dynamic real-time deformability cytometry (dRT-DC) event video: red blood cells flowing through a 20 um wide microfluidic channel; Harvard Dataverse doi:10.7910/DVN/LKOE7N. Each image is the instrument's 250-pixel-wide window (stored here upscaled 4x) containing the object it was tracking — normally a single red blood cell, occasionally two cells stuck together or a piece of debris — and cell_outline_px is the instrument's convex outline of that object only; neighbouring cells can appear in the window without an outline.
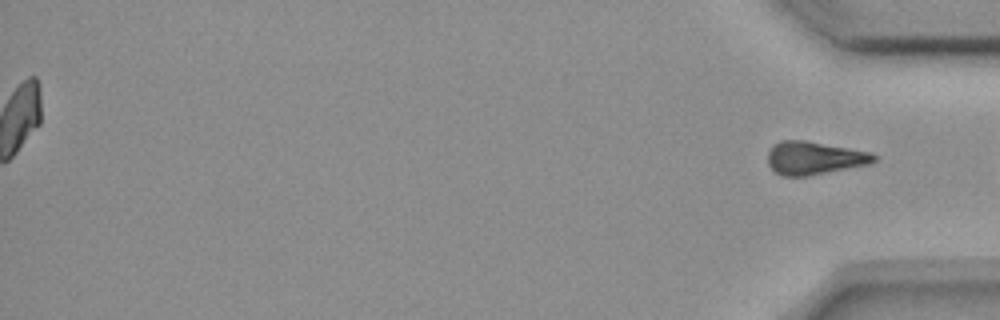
{"species": "common noctule bat (a hibernating species)", "species_latin": "Nyctalus noctula", "temperature_condition": "room temperature", "stored_images_in_passage": 55, "segment_of_instrument_passage": [2, 2], "camera_frame_rate_fps": 3000, "um_per_image_px": 0.085, "animal": {"sex": "female", "body_mass_g": 18.4}, "frame": {"image": 1, "passage_image": 55, "time_ms": 18.0, "image_size_px": [1000, 320], "cell_outline_px": [[876, 160], [872, 164], [808, 176], [784, 176], [776, 172], [768, 164], [768, 152], [780, 140], [808, 140], [868, 152], [876, 156]], "centroid_in_image_um": [69.23, 13.43], "position_along_channel_um": 366.0, "area_um2": 20.4}}